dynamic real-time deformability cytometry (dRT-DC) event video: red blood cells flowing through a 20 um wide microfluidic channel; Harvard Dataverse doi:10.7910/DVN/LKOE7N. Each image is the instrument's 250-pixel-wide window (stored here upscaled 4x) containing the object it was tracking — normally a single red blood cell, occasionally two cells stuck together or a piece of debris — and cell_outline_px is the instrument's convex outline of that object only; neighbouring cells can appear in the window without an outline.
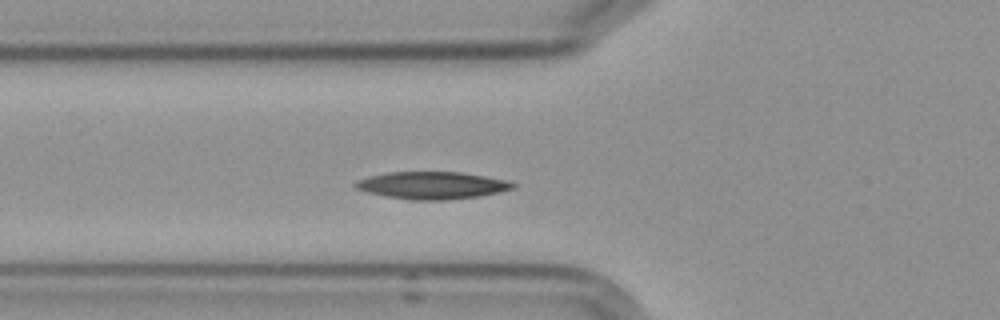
{"species": "Egyptian fruit bat (a non-hibernating species)", "species_latin": "Rousettus aegyptiacus", "temperature_condition": "cold", "stored_images_in_passage": 5, "camera_frame_rate_fps": 3000, "um_per_image_px": 0.085, "frame": {"image": 1, "passage_image": 5, "time_ms": 4.667, "image_size_px": [1000, 320], "cell_outline_px": [[516, 184], [512, 188], [496, 192], [476, 196], [440, 200], [412, 200], [388, 196], [368, 192], [356, 188], [352, 184], [356, 180], [368, 176], [388, 172], [460, 172], [508, 180]], "centroid_in_image_um": [36.67, 15.74], "position_along_channel_um": 89.1, "area_um2": 24.68}}